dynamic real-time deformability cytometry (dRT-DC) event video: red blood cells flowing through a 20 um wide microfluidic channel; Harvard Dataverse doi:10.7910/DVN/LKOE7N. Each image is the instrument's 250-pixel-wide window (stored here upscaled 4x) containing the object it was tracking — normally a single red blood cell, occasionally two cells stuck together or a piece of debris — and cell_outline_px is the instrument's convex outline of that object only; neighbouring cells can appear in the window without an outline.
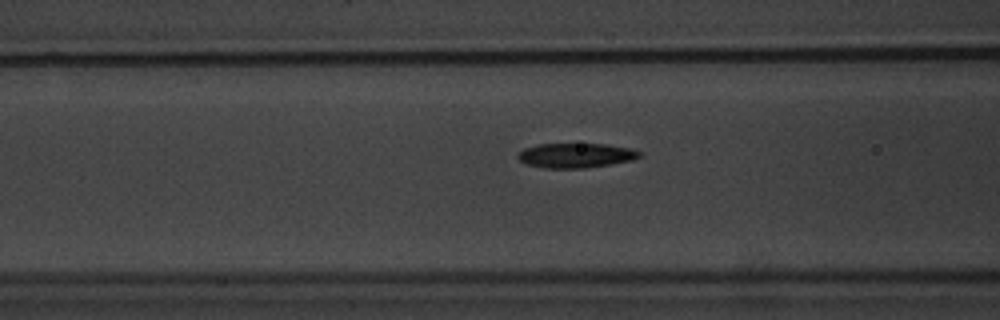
{"species": "common noctule bat (a hibernating species)", "species_latin": "Nyctalus noctula", "temperature_condition": "warm", "stored_images_in_passage": 40, "segment_of_instrument_passage": [1, 2], "camera_frame_rate_fps": 3000, "um_per_image_px": 0.085, "animal": {"sex": "male", "body_mass_g": 20.1, "forearm_length_mm": 53.5}, "frame": {"image": 1, "passage_image": 7, "time_ms": 2.0, "image_size_px": [1000, 320], "cell_outline_px": [[640, 156], [632, 160], [584, 168], [544, 168], [524, 164], [516, 156], [524, 148], [536, 144], [608, 144], [632, 148], [640, 152]], "centroid_in_image_um": [48.91, 13.2], "position_along_channel_um": 117.7, "area_um2": 17.46}}
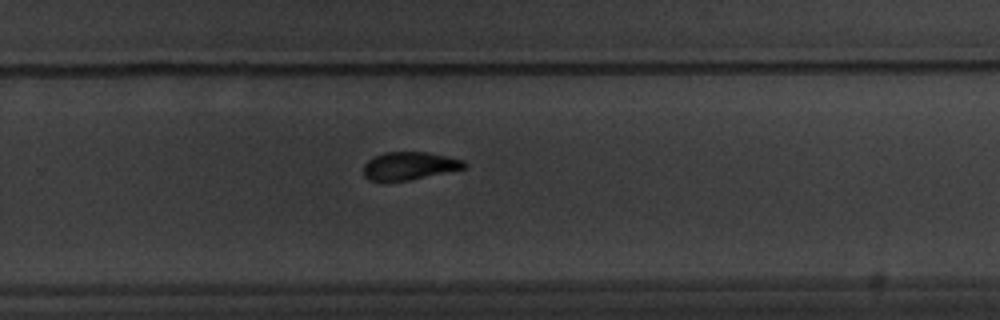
{"frame": {"image": 2, "passage_image": 21, "time_ms": 6.667, "image_size_px": [1000, 320], "cell_outline_px": [[468, 164], [464, 168], [408, 180], [368, 180], [364, 176], [364, 164], [368, 160], [384, 152], [428, 152], [464, 160]], "centroid_in_image_um": [34.8, 14.08], "position_along_channel_um": 295.0, "area_um2": 16.07}}
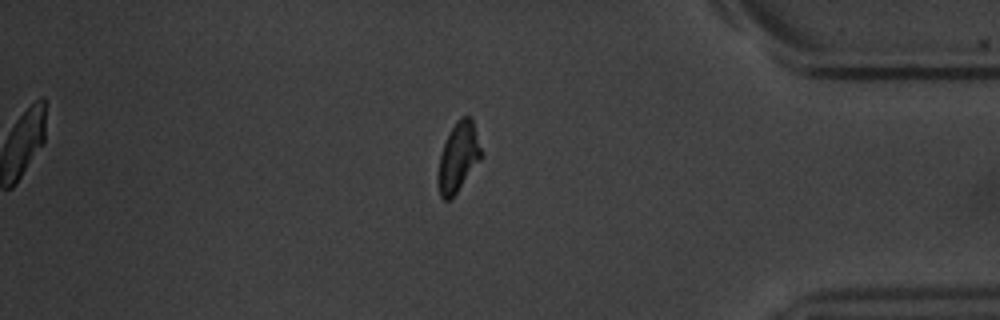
{"frame": {"image": 3, "passage_image": 31, "time_ms": 10.0, "image_size_px": [1000, 320], "cell_outline_px": [[480, 160], [456, 192], [448, 200], [444, 200], [440, 196], [436, 184], [436, 172], [440, 156], [444, 144], [456, 120], [460, 116], [472, 116], [480, 148]], "centroid_in_image_um": [38.9, 13.36], "position_along_channel_um": 396.3, "area_um2": 17.22}}